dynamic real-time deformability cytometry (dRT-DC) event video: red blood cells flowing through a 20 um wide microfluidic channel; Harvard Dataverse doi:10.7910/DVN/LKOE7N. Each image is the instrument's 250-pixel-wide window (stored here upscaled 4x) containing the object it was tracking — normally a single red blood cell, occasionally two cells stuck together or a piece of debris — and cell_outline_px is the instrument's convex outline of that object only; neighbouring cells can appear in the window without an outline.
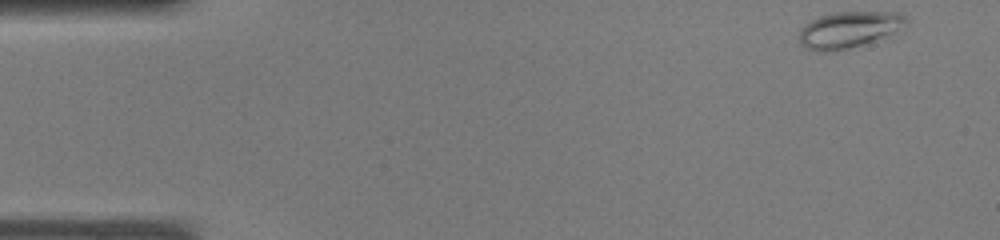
{"species": "common noctule bat (a hibernating species)", "species_latin": "Nyctalus noctula", "temperature_condition": "warm", "stored_images_in_passage": 36, "camera_frame_rate_fps": 3000, "um_per_image_px": 0.085, "animal": {"sex": "male", "body_mass_g": 19.0, "forearm_length_mm": 50.8}, "frame": {"image": 1, "passage_image": 1, "time_ms": 0.0, "image_size_px": [1000, 240], "cell_outline_px": [[908, 24], [888, 36], [848, 48], [832, 52], [816, 52], [800, 44], [800, 28], [804, 24], [820, 16], [836, 12], [900, 12], [908, 20]], "centroid_in_image_um": [72.16, 2.52], "position_along_channel_um": 12.8, "area_um2": 22.66}}
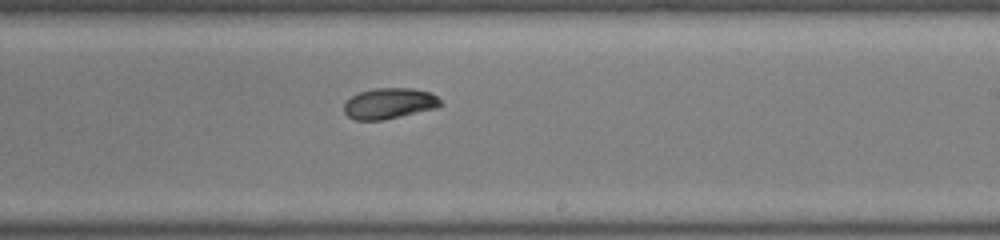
{"frame": {"image": 2, "passage_image": 21, "time_ms": 6.667, "image_size_px": [1000, 240], "cell_outline_px": [[444, 104], [440, 108], [384, 120], [356, 120], [348, 116], [344, 112], [344, 104], [352, 96], [360, 92], [376, 88], [412, 88], [432, 92]], "centroid_in_image_um": [33.16, 8.8], "position_along_channel_um": 255.8, "area_um2": 17.57}}
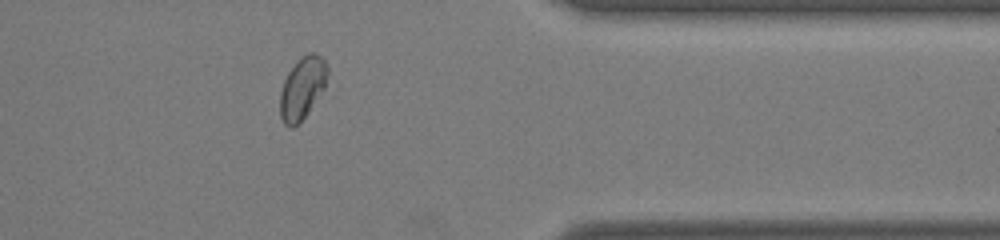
{"frame": {"image": 3, "passage_image": 29, "time_ms": 9.333, "image_size_px": [1000, 240], "cell_outline_px": [[328, 72], [324, 88], [308, 112], [292, 128], [288, 128], [284, 124], [280, 116], [280, 92], [284, 80], [288, 72], [300, 56], [308, 52], [312, 52], [320, 56], [324, 60], [328, 68]], "centroid_in_image_um": [25.68, 7.46], "position_along_channel_um": 385.7, "area_um2": 17.05}}